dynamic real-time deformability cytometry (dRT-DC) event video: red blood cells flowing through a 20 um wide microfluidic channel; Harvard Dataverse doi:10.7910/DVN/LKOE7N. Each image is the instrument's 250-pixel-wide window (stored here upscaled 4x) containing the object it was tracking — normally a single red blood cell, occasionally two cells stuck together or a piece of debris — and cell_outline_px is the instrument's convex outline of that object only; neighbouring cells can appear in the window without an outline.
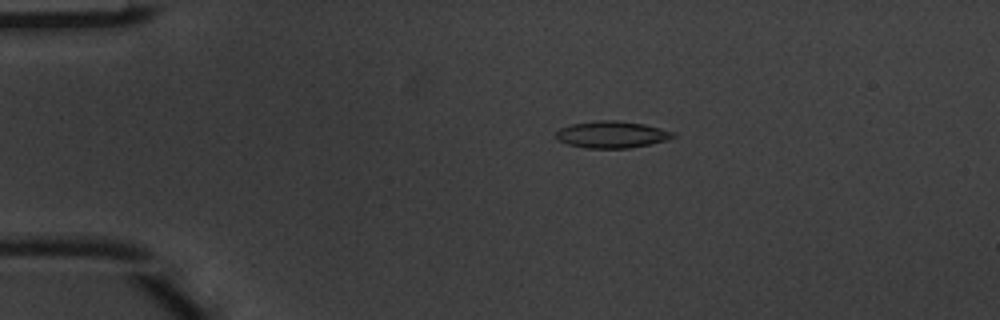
{"species": "common noctule bat (a hibernating species)", "species_latin": "Nyctalus noctula", "temperature_condition": "warm", "stored_images_in_passage": 2, "camera_frame_rate_fps": 3000, "um_per_image_px": 0.085, "animal": {"sex": "male", "body_mass_g": 20.1, "forearm_length_mm": 53.5}, "frame": {"image": 1, "passage_image": 1, "time_ms": 0.0, "image_size_px": [1000, 320], "cell_outline_px": [[676, 136], [664, 140], [648, 144], [628, 148], [584, 148], [568, 144], [556, 140], [556, 132], [560, 128], [572, 124], [596, 120], [616, 120], [644, 124], [676, 132]], "centroid_in_image_um": [51.97, 11.43], "position_along_channel_um": 33.0, "area_um2": 18.26}}